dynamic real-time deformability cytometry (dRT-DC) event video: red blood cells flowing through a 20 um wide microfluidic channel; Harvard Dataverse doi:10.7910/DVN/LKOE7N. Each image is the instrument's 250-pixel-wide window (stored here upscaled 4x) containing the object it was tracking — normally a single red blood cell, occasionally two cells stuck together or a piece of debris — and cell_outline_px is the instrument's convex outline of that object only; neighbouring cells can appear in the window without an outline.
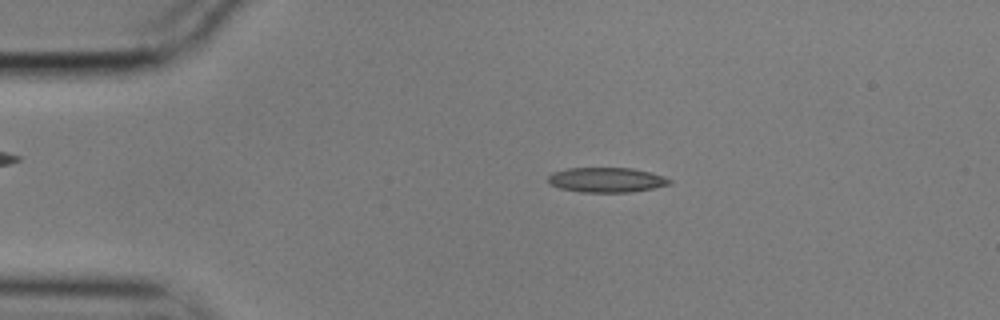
{"species": "common noctule bat (a hibernating species)", "species_latin": "Nyctalus noctula", "temperature_condition": "cold", "stored_images_in_passage": 50, "camera_frame_rate_fps": 3000, "um_per_image_px": 0.085, "animal": {"sex": "male", "body_mass_g": 17.9}, "frame": {"image": 1, "passage_image": 5, "time_ms": 1.333, "image_size_px": [1000, 320], "cell_outline_px": [[672, 180], [668, 184], [652, 188], [632, 192], [580, 192], [560, 188], [552, 184], [548, 180], [548, 176], [552, 172], [568, 168], [632, 168], [652, 172], [664, 176]], "centroid_in_image_um": [51.56, 15.28], "position_along_channel_um": 33.4, "area_um2": 17.51}}
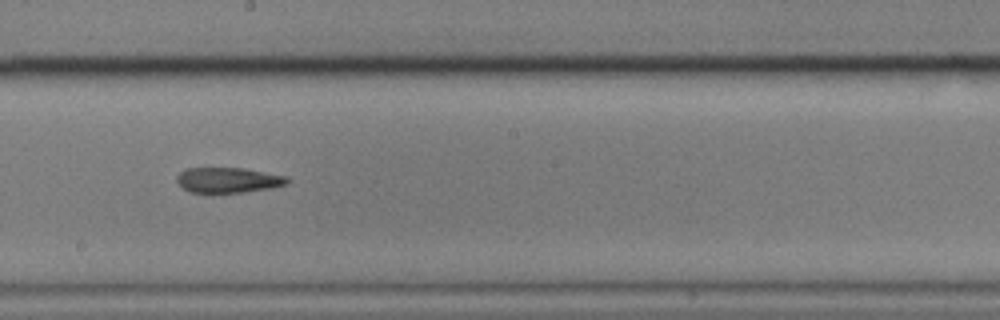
{"frame": {"image": 2, "passage_image": 25, "time_ms": 8.0, "image_size_px": [1000, 320], "cell_outline_px": [[292, 180], [288, 184], [272, 188], [244, 192], [212, 196], [188, 192], [176, 180], [176, 176], [180, 172], [188, 168], [244, 168], [288, 176]], "centroid_in_image_um": [19.4, 15.35], "position_along_channel_um": 228.8, "area_um2": 17.17}}
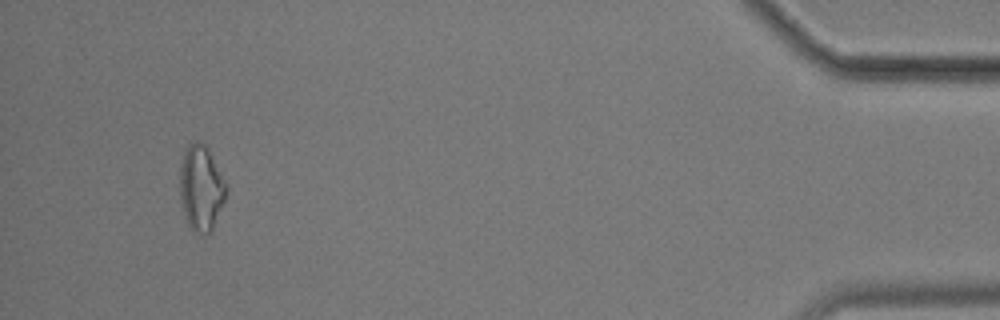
{"frame": {"image": 3, "passage_image": 47, "time_ms": 15.333, "image_size_px": [1000, 320], "cell_outline_px": [[228, 188], [224, 200], [212, 228], [208, 232], [192, 232], [184, 216], [180, 200], [180, 164], [184, 152], [188, 144], [192, 140], [200, 140], [208, 148], [228, 184]], "centroid_in_image_um": [17.08, 15.91], "position_along_channel_um": 418.1, "area_um2": 23.24}}